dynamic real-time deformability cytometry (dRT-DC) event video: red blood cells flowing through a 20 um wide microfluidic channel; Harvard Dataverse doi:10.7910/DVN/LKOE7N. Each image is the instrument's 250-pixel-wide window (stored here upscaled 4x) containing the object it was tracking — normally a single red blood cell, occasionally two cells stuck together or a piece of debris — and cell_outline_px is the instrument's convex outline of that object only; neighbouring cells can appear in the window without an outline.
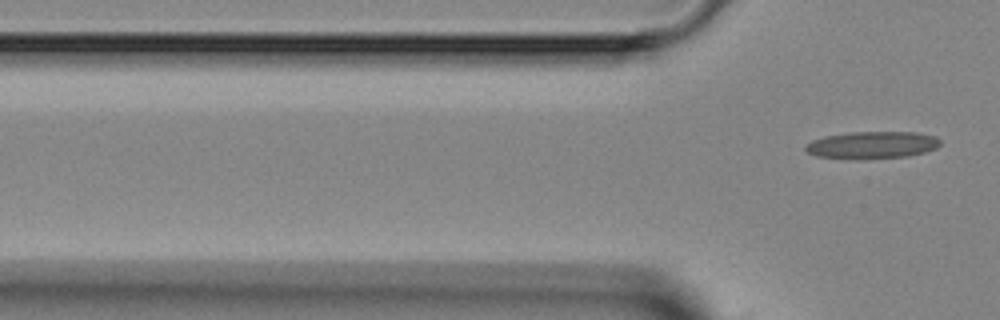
{"species": "Egyptian fruit bat (a non-hibernating species)", "species_latin": "Rousettus aegyptiacus", "temperature_condition": "room temperature", "stored_images_in_passage": 3, "camera_frame_rate_fps": 3000, "um_per_image_px": 0.085, "animal": {"sex": "female"}, "frame": {"image": 1, "passage_image": 3, "time_ms": 2.333, "image_size_px": [1000, 320], "cell_outline_px": [[940, 144], [936, 148], [924, 152], [908, 156], [860, 160], [816, 156], [808, 152], [804, 148], [812, 140], [824, 136], [852, 132], [916, 132], [936, 136], [940, 140]], "centroid_in_image_um": [74.14, 12.33], "position_along_channel_um": 51.7, "area_um2": 21.5}}